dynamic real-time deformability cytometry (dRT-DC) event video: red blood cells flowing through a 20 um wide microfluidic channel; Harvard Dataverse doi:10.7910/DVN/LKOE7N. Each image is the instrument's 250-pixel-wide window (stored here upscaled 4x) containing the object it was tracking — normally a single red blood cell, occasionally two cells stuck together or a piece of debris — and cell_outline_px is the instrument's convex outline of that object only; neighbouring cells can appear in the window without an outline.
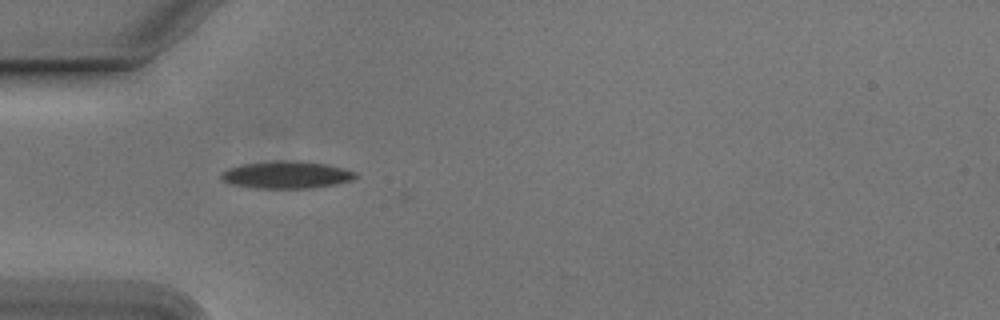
{"species": "Egyptian fruit bat (a non-hibernating species)", "species_latin": "Rousettus aegyptiacus", "temperature_condition": "cold", "stored_images_in_passage": 5, "camera_frame_rate_fps": 3000, "um_per_image_px": 0.085, "animal": {"sex": "male"}, "frame": {"image": 1, "passage_image": 4, "time_ms": 1.0, "image_size_px": [1000, 320], "cell_outline_px": [[356, 176], [352, 180], [336, 184], [312, 188], [256, 188], [232, 184], [220, 180], [220, 172], [228, 168], [244, 164], [276, 160], [284, 160], [324, 164], [340, 168], [352, 172]], "centroid_in_image_um": [24.26, 14.87], "position_along_channel_um": 60.7, "area_um2": 21.04}}